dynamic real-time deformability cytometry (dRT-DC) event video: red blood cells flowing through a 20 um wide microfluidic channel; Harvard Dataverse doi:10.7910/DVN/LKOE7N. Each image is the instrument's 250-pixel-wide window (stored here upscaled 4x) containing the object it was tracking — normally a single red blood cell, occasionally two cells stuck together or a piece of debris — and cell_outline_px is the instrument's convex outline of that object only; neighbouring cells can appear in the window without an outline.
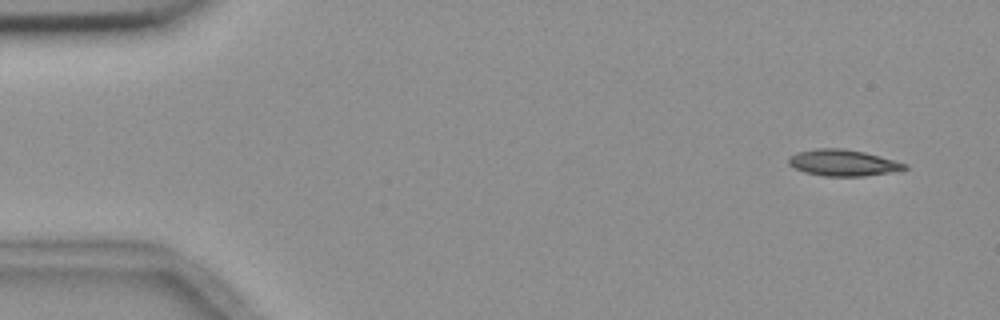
{"species": "common noctule bat (a hibernating species)", "species_latin": "Nyctalus noctula", "temperature_condition": "room temperature", "stored_images_in_passage": 7, "camera_frame_rate_fps": 3000, "um_per_image_px": 0.085, "animal": {"sex": "female", "body_mass_g": 18.4}, "frame": {"image": 1, "passage_image": 1, "time_ms": 0.0, "image_size_px": [1000, 320], "cell_outline_px": [[908, 168], [888, 172], [864, 176], [824, 176], [804, 172], [788, 164], [788, 156], [796, 152], [816, 148], [844, 148], [864, 152], [880, 156], [908, 164]], "centroid_in_image_um": [71.61, 13.82], "position_along_channel_um": 13.4, "area_um2": 17.8}}
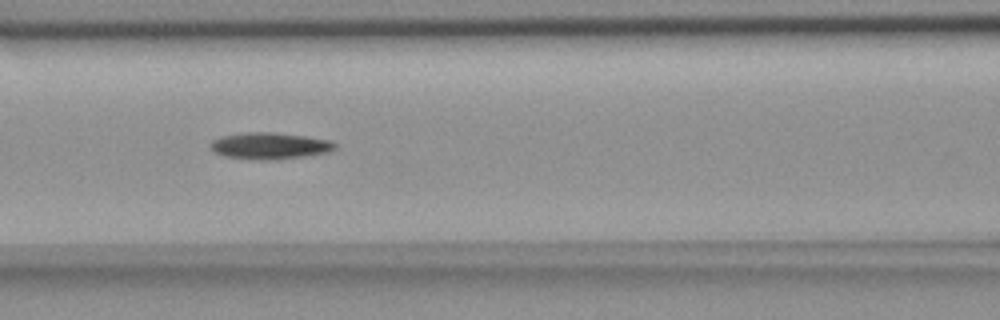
{"frame": {"image": 2, "passage_image": 6, "time_ms": 6.667, "image_size_px": [1000, 320], "cell_outline_px": [[336, 148], [328, 152], [304, 156], [276, 160], [268, 160], [224, 156], [216, 152], [208, 144], [212, 140], [220, 136], [248, 132], [272, 132], [304, 136], [332, 140], [336, 144]], "centroid_in_image_um": [22.94, 12.38], "position_along_channel_um": 143.7, "area_um2": 19.19}}
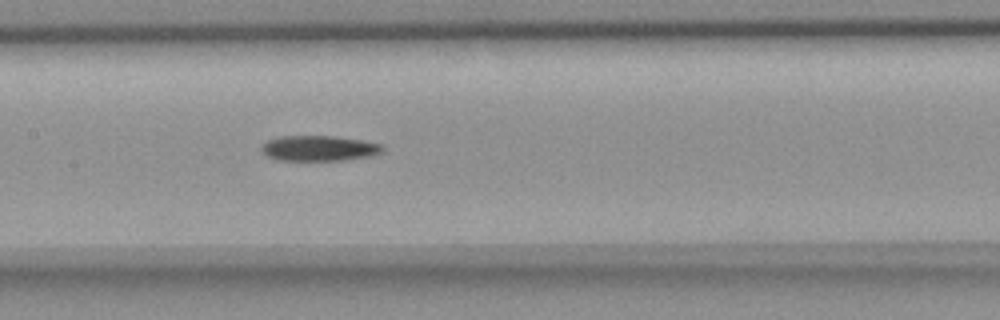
{"frame": {"image": 3, "passage_image": 7, "time_ms": 7.667, "image_size_px": [1000, 320], "cell_outline_px": [[384, 148], [380, 152], [372, 156], [344, 160], [280, 160], [268, 156], [260, 148], [268, 140], [280, 136], [332, 136], [360, 140], [384, 144]], "centroid_in_image_um": [27.15, 12.6], "position_along_channel_um": 180.3, "area_um2": 17.74}}